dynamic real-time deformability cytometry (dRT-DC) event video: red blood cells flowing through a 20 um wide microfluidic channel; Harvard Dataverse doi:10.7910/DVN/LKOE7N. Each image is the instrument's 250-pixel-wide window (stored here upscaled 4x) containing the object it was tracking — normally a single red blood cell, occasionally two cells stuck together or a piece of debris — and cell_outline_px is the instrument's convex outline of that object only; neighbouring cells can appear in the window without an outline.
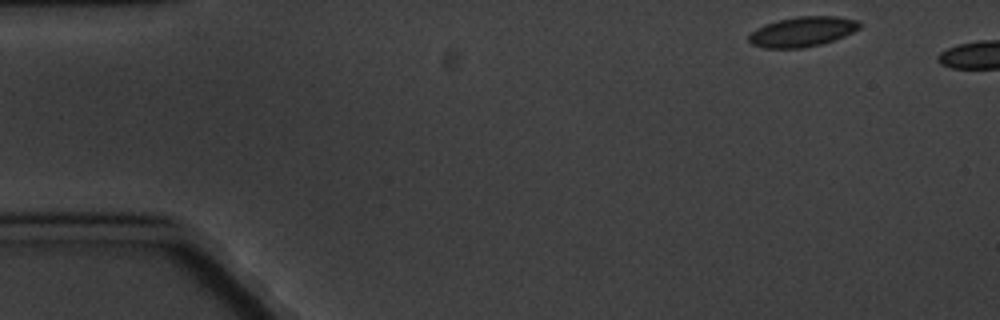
{"species": "common noctule bat (a hibernating species)", "species_latin": "Nyctalus noctula", "temperature_condition": "cold", "stored_images_in_passage": 2, "camera_frame_rate_fps": 3000, "um_per_image_px": 0.085, "animal": {"sex": "male", "body_mass_g": 20.1, "forearm_length_mm": 53.5}, "frame": {"image": 1, "passage_image": 1, "time_ms": 0.0, "image_size_px": [1000, 320], "cell_outline_px": [[860, 28], [844, 36], [820, 44], [804, 48], [764, 48], [752, 44], [748, 40], [748, 36], [756, 28], [764, 24], [776, 20], [800, 16], [836, 16], [860, 20]], "centroid_in_image_um": [68.19, 2.68], "position_along_channel_um": 16.8, "area_um2": 19.36}}